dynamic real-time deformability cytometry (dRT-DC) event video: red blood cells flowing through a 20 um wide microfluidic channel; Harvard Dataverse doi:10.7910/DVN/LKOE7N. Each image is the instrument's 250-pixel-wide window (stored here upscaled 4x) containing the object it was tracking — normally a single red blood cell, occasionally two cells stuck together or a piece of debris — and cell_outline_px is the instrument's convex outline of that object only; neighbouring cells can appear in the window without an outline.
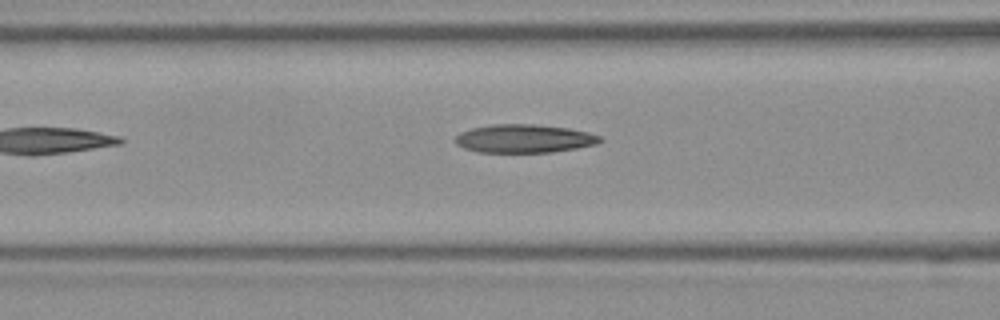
{"species": "Egyptian fruit bat (a non-hibernating species)", "species_latin": "Rousettus aegyptiacus", "temperature_condition": "room temperature", "stored_images_in_passage": 6, "camera_frame_rate_fps": 3000, "um_per_image_px": 0.085, "frame": {"image": 1, "passage_image": 6, "time_ms": 1.667, "image_size_px": [1000, 320], "cell_outline_px": [[604, 140], [596, 144], [576, 148], [552, 152], [476, 152], [464, 148], [456, 144], [456, 136], [460, 132], [472, 128], [492, 124], [536, 124], [568, 128], [588, 132], [600, 136]], "centroid_in_image_um": [44.56, 11.78], "position_along_channel_um": 122.0, "area_um2": 23.93}}